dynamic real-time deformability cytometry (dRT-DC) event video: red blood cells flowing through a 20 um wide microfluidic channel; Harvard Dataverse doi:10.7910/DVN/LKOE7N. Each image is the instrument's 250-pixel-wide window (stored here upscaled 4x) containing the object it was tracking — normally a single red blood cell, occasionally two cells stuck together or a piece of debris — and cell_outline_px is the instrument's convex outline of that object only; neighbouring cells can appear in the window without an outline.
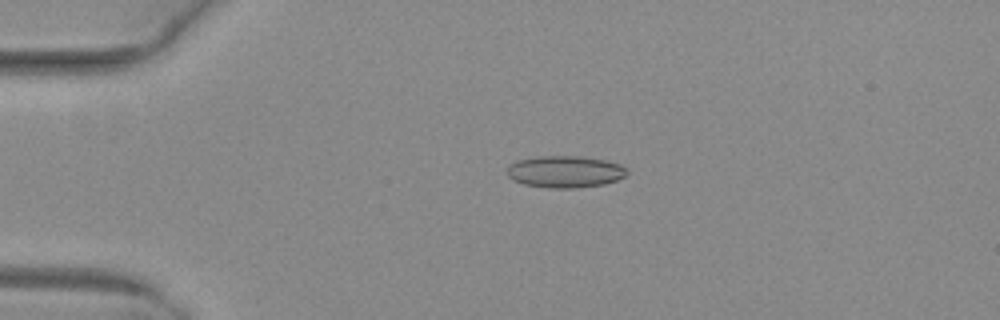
{"species": "common noctule bat (a hibernating species)", "species_latin": "Nyctalus noctula", "temperature_condition": "warm", "stored_images_in_passage": 52, "camera_frame_rate_fps": 3000, "um_per_image_px": 0.085, "animal": {"sex": "female", "body_mass_g": 29.2, "forearm_length_mm": 56.3}, "frame": {"image": 1, "passage_image": 13, "time_ms": 4.0, "image_size_px": [1000, 320], "cell_outline_px": [[628, 172], [624, 176], [616, 180], [604, 184], [572, 188], [548, 188], [524, 184], [512, 180], [508, 176], [508, 168], [516, 160], [536, 156], [580, 156], [604, 160], [620, 164], [628, 168]], "centroid_in_image_um": [48.03, 14.59], "position_along_channel_um": 37.0, "area_um2": 22.25}}
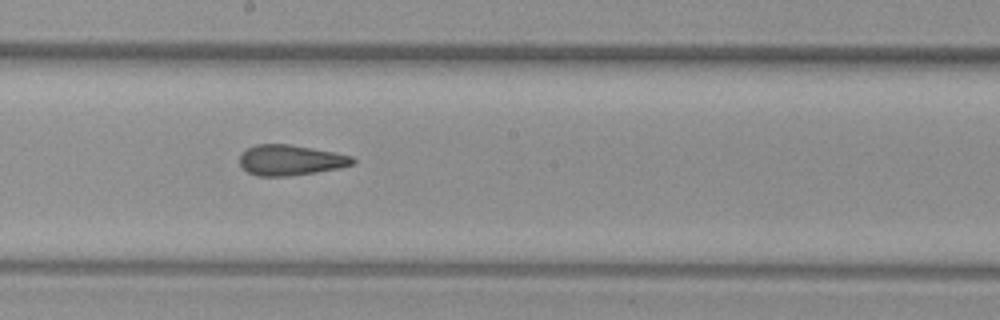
{"frame": {"image": 2, "passage_image": 30, "time_ms": 9.667, "image_size_px": [1000, 320], "cell_outline_px": [[356, 160], [352, 164], [340, 168], [316, 172], [288, 176], [256, 176], [248, 172], [240, 164], [240, 156], [248, 148], [256, 144], [288, 144], [336, 152], [352, 156]], "centroid_in_image_um": [24.71, 13.61], "position_along_channel_um": 223.5, "area_um2": 20.0}}
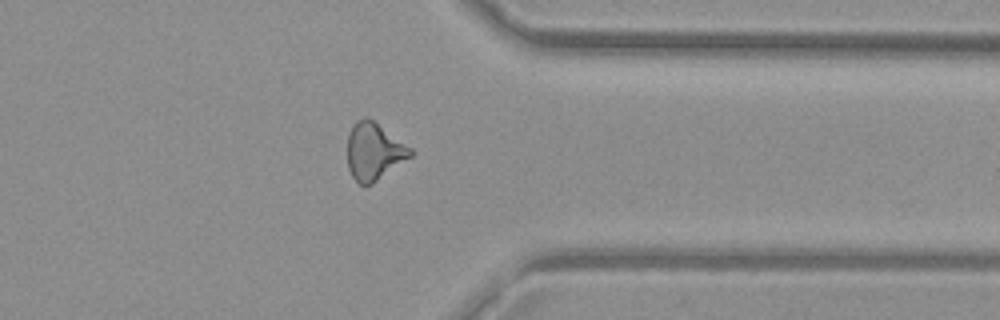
{"frame": {"image": 3, "passage_image": 42, "time_ms": 13.667, "image_size_px": [1000, 320], "cell_outline_px": [[412, 156], [372, 184], [360, 184], [352, 176], [348, 168], [348, 136], [356, 120], [364, 116], [368, 116], [412, 148]], "centroid_in_image_um": [31.79, 12.85], "position_along_channel_um": 379.6, "area_um2": 20.92}, "authors_computed_cell_mechanics": {"area_um2": 21.2415, "velocity_mm_per_s": 4.0445, "shape_relaxation_time_tau1_ms": null, "shape_relaxation_time_tau2_ms": 1.8443, "deformation_change_tau1": null, "deformation_change_tau2": 0.0966}}